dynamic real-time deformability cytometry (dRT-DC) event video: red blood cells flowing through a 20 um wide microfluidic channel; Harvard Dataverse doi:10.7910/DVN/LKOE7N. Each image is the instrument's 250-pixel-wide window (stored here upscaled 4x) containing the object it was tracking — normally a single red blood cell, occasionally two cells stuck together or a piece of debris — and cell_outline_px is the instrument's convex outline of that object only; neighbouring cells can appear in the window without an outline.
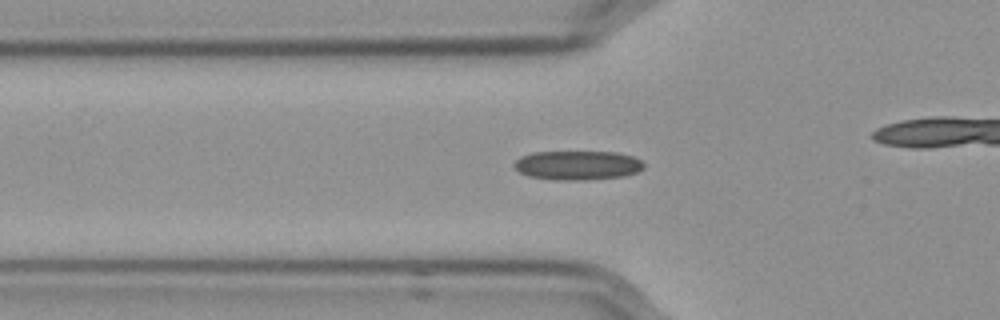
{"species": "Egyptian fruit bat (a non-hibernating species)", "species_latin": "Rousettus aegyptiacus", "temperature_condition": "cold", "stored_images_in_passage": 54, "camera_frame_rate_fps": 3000, "um_per_image_px": 0.085, "frame": {"image": 1, "passage_image": 16, "time_ms": 5.0, "image_size_px": [1000, 320], "cell_outline_px": [[644, 168], [636, 172], [624, 176], [588, 180], [556, 180], [528, 176], [520, 172], [512, 164], [516, 160], [532, 152], [616, 152], [632, 156], [640, 160], [644, 164]], "centroid_in_image_um": [49.1, 14.05], "position_along_channel_um": 76.7, "area_um2": 22.02}}